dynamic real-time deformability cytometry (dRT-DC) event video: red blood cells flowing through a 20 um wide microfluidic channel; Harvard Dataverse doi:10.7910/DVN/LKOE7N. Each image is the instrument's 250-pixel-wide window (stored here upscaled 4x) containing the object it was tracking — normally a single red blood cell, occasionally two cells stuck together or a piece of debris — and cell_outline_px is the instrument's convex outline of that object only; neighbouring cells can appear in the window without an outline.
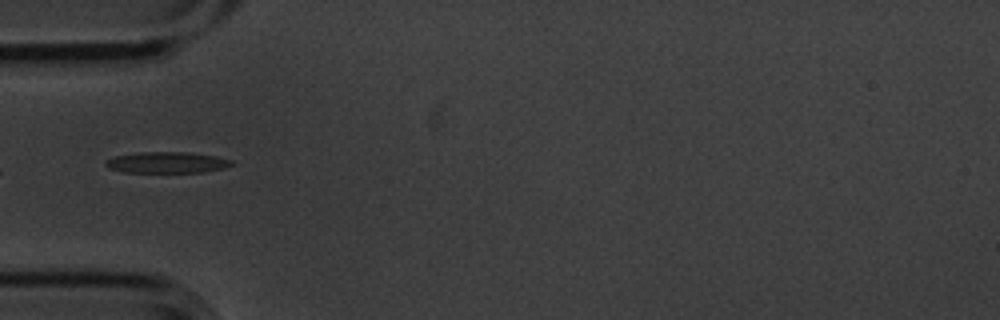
{"species": "common noctule bat (a hibernating species)", "species_latin": "Nyctalus noctula", "temperature_condition": "cold", "stored_images_in_passage": 5, "camera_frame_rate_fps": 3000, "um_per_image_px": 0.085, "animal": {"sex": "male", "body_mass_g": 20.1, "forearm_length_mm": 53.5}, "frame": {"image": 1, "passage_image": 5, "time_ms": 1.333, "image_size_px": [1000, 320], "cell_outline_px": [[236, 164], [224, 168], [200, 172], [124, 172], [108, 168], [104, 164], [104, 160], [112, 156], [140, 152], [184, 152], [216, 156], [232, 160]], "centroid_in_image_um": [14.15, 13.8], "position_along_channel_um": 70.8, "area_um2": 15.61}}